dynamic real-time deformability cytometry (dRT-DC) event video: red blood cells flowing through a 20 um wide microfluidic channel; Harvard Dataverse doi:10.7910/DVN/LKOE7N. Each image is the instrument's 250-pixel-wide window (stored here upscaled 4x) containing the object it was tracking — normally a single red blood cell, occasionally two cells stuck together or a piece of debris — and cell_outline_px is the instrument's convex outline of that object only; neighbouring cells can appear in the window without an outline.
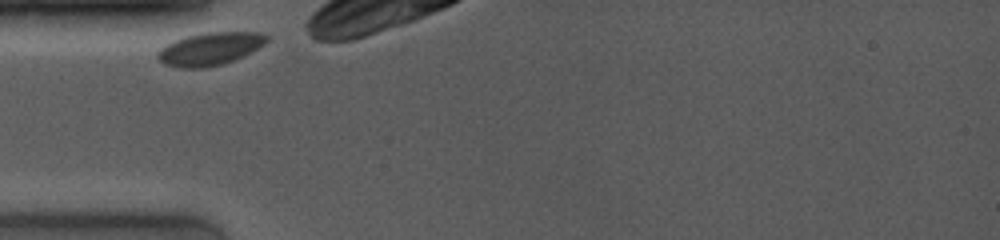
{"species": "common noctule bat (a hibernating species)", "species_latin": "Nyctalus noctula", "temperature_condition": "room temperature", "stored_images_in_passage": 36, "camera_frame_rate_fps": 4000, "um_per_image_px": 0.085, "animal": {"sex": "female", "body_mass_g": 19.0, "forearm_length_mm": 53.3}, "frame": {"image": 1, "passage_image": 1, "time_ms": 0.0, "image_size_px": [1000, 240], "cell_outline_px": [[268, 40], [264, 44], [244, 56], [220, 64], [204, 68], [180, 68], [164, 64], [156, 56], [156, 52], [160, 48], [176, 40], [188, 36], [208, 32], [260, 32], [268, 36]], "centroid_in_image_um": [17.84, 4.15], "position_along_channel_um": 67.2, "area_um2": 20.63}}